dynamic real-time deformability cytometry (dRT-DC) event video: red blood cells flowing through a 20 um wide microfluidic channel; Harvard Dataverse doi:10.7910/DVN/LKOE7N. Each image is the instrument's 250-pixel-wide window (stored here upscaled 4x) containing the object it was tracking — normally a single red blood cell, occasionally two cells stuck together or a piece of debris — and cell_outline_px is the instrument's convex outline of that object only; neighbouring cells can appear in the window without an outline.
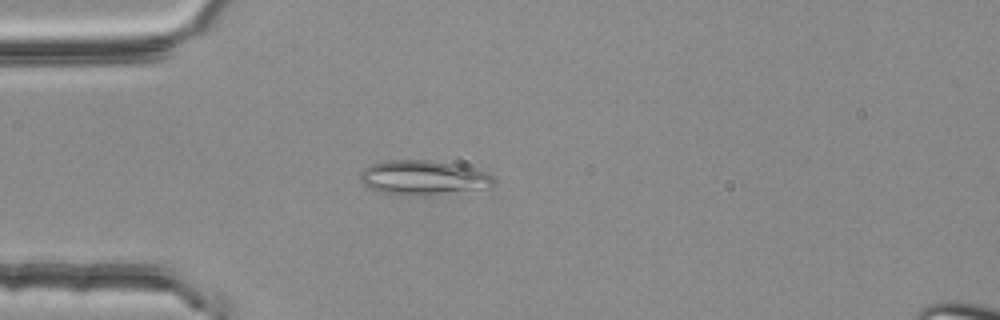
{"species": "common noctule bat (a hibernating species)", "species_latin": "Nyctalus noctula", "temperature_condition": "room temperature", "stored_images_in_passage": 2, "camera_frame_rate_fps": 3000, "um_per_image_px": 0.085, "animal": {"sex": "female", "body_mass_g": 25.1}, "frame": {"image": 1, "passage_image": 2, "time_ms": 0.333, "image_size_px": [1000, 320], "cell_outline_px": [[496, 184], [424, 196], [396, 196], [376, 192], [368, 188], [360, 180], [360, 172], [364, 168], [380, 160], [432, 160], [472, 168], [488, 172], [496, 176]], "centroid_in_image_um": [35.87, 15.1], "position_along_channel_um": 49.1, "area_um2": 27.05}}